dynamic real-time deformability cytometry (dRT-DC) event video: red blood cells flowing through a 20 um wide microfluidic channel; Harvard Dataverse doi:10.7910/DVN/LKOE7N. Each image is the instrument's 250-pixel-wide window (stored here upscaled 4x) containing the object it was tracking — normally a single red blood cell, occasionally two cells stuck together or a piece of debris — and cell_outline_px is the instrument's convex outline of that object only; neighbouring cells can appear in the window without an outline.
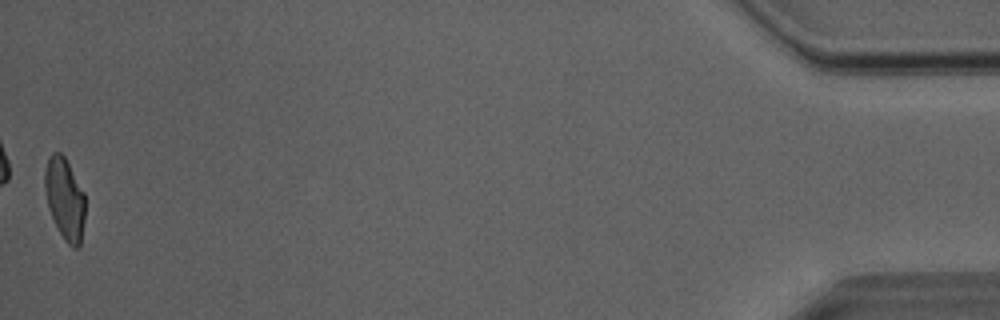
{"species": "Egyptian fruit bat (a non-hibernating species)", "species_latin": "Rousettus aegyptiacus", "temperature_condition": "room temperature", "stored_images_in_passage": 50, "camera_frame_rate_fps": 3000, "um_per_image_px": 0.085, "animal": {"sex": "male"}, "frame": {"image": 1, "passage_image": 50, "time_ms": 16.333, "image_size_px": [1000, 320], "cell_outline_px": [[84, 220], [80, 244], [76, 248], [72, 248], [64, 240], [48, 208], [44, 188], [44, 172], [48, 156], [52, 152], [60, 152], [64, 156], [84, 192]], "centroid_in_image_um": [5.49, 16.87], "position_along_channel_um": 429.7, "area_um2": 19.13}, "authors_computed_cell_mechanics": {"area_um2": 20.4034, "velocity_mm_per_s": 4.0727, "shape_relaxation_time_tau1_ms": null, "shape_relaxation_time_tau2_ms": 1.196, "deformation_change_tau1": null, "deformation_change_tau2": 0.0812}}